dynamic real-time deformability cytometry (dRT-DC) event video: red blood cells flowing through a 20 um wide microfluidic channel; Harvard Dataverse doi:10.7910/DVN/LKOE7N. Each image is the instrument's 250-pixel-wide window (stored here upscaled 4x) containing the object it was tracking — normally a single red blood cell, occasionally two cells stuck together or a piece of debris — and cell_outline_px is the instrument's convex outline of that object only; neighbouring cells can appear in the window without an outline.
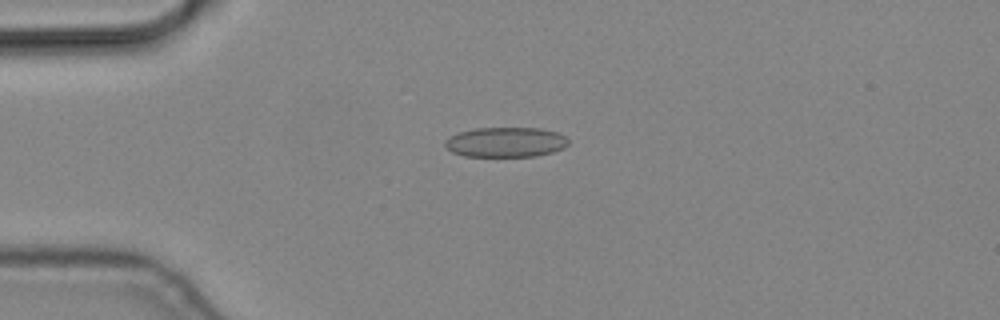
{"species": "common noctule bat (a hibernating species)", "species_latin": "Nyctalus noctula", "temperature_condition": "cold", "stored_images_in_passage": 4, "camera_frame_rate_fps": 3000, "um_per_image_px": 0.085, "animal": {"sex": "male", "body_mass_g": 19.2, "forearm_length_mm": 51.8}, "frame": {"image": 1, "passage_image": 3, "time_ms": 0.667, "image_size_px": [1000, 320], "cell_outline_px": [[568, 144], [564, 148], [552, 152], [536, 156], [464, 156], [452, 152], [444, 144], [444, 140], [448, 136], [460, 132], [476, 128], [540, 128], [556, 132], [564, 136], [568, 140]], "centroid_in_image_um": [42.97, 12.08], "position_along_channel_um": 42.0, "area_um2": 21.5}}